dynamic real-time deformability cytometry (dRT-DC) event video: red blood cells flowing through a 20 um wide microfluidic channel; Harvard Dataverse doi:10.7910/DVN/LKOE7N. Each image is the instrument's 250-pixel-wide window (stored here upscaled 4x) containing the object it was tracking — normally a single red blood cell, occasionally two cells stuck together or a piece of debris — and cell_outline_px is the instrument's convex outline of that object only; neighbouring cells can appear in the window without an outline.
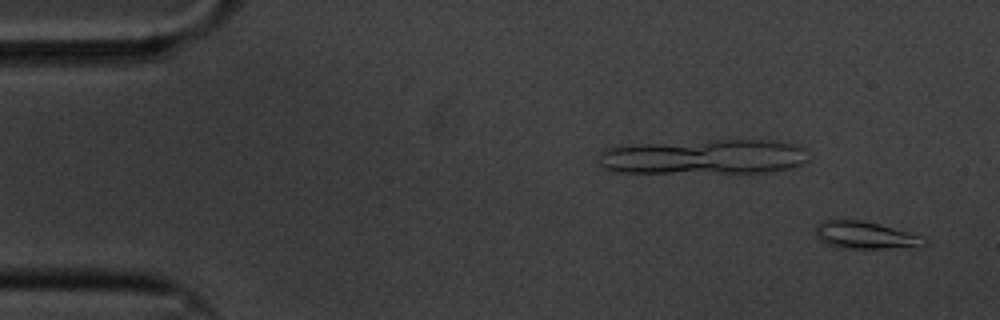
{"species": "common noctule bat (a hibernating species)", "species_latin": "Nyctalus noctula", "temperature_condition": "cold", "stored_images_in_passage": 59, "camera_frame_rate_fps": 3000, "um_per_image_px": 0.085, "animal": {"sex": "male", "body_mass_g": 20.1, "forearm_length_mm": 53.5}, "frame": {"image": 1, "passage_image": 2, "time_ms": 0.333, "image_size_px": [1000, 320], "cell_outline_px": [[928, 244], [916, 248], [844, 248], [828, 244], [820, 240], [816, 236], [816, 228], [824, 220], [860, 220], [892, 228], [920, 236], [928, 240]], "centroid_in_image_um": [73.6, 20.02], "position_along_channel_um": 11.4, "area_um2": 16.99}}
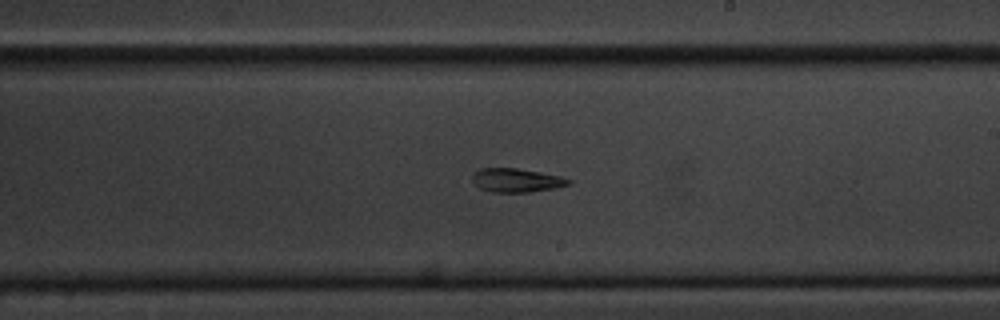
{"frame": {"image": 2, "passage_image": 34, "time_ms": 11.0, "image_size_px": [1000, 320], "cell_outline_px": [[572, 184], [556, 188], [528, 192], [492, 192], [480, 188], [472, 180], [472, 176], [480, 168], [516, 168], [540, 172], [560, 176], [572, 180]], "centroid_in_image_um": [43.94, 15.32], "position_along_channel_um": 245.1, "area_um2": 13.29}}
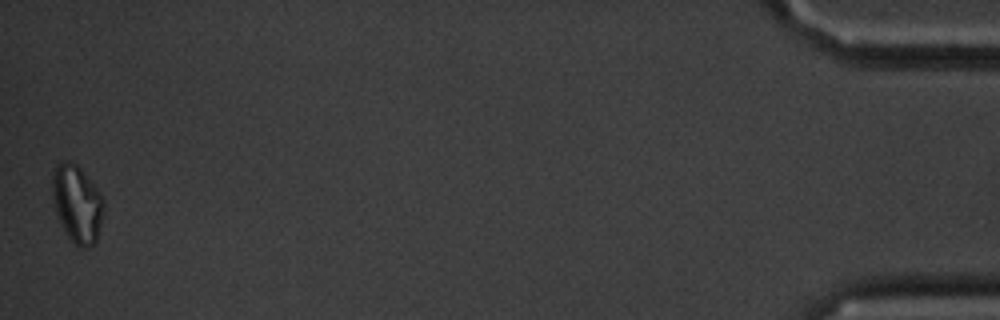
{"frame": {"image": 3, "passage_image": 59, "time_ms": 19.333, "image_size_px": [1000, 320], "cell_outline_px": [[104, 204], [96, 244], [88, 248], [80, 248], [64, 232], [56, 212], [52, 200], [52, 172], [56, 164], [60, 160], [68, 160], [76, 164], [80, 168], [100, 192], [104, 200]], "centroid_in_image_um": [6.53, 17.31], "position_along_channel_um": 428.7, "area_um2": 23.41}}